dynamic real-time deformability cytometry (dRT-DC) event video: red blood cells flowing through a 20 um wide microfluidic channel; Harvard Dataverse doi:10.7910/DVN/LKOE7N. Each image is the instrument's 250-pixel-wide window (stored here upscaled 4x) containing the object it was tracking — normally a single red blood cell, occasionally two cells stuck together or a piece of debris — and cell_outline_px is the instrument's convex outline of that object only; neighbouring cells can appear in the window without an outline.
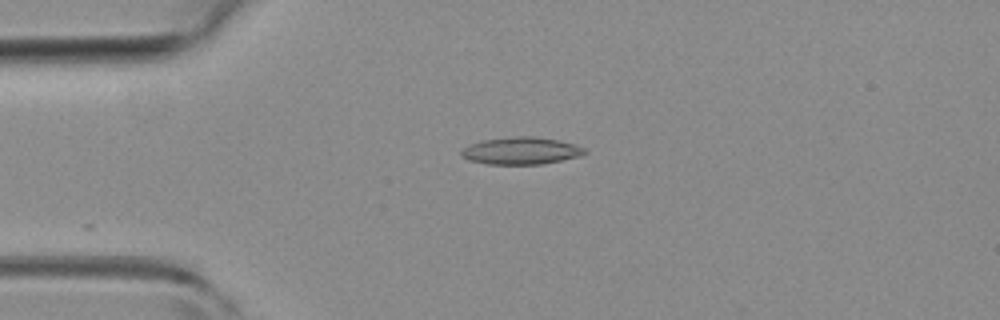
{"species": "common noctule bat (a hibernating species)", "species_latin": "Nyctalus noctula", "temperature_condition": "room temperature", "stored_images_in_passage": 14, "camera_frame_rate_fps": 3000, "um_per_image_px": 0.085, "animal": {"sex": "female", "body_mass_g": 19.3, "forearm_length_mm": 54.1}, "frame": {"image": 1, "passage_image": 1, "time_ms": 0.0, "image_size_px": [1000, 320], "cell_outline_px": [[588, 152], [580, 156], [544, 164], [488, 164], [468, 160], [460, 156], [460, 152], [468, 144], [484, 140], [516, 136], [536, 136], [560, 140], [576, 144], [584, 148]], "centroid_in_image_um": [44.31, 12.81], "position_along_channel_um": 40.7, "area_um2": 19.77}}
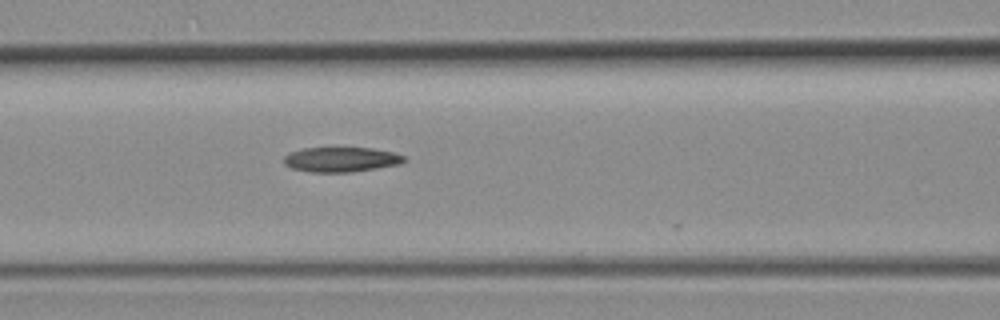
{"frame": {"image": 2, "passage_image": 10, "time_ms": 3.0, "image_size_px": [1000, 320], "cell_outline_px": [[408, 160], [400, 164], [352, 172], [312, 172], [292, 168], [284, 164], [284, 156], [288, 152], [300, 148], [372, 148], [396, 152], [404, 156]], "centroid_in_image_um": [29.01, 13.55], "position_along_channel_um": 137.6, "area_um2": 17.57}}
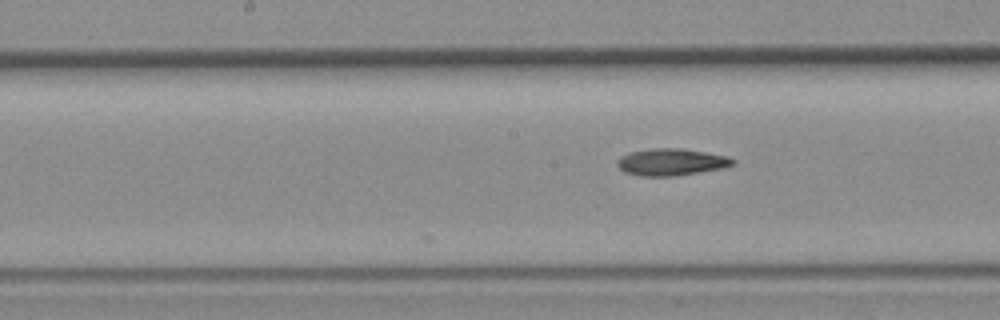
{"frame": {"image": 3, "passage_image": 14, "time_ms": 4.333, "image_size_px": [1000, 320], "cell_outline_px": [[736, 164], [724, 168], [676, 176], [640, 176], [624, 172], [616, 164], [616, 160], [620, 156], [628, 152], [652, 148], [684, 148], [728, 156], [736, 160]], "centroid_in_image_um": [57.07, 13.77], "position_along_channel_um": 191.1, "area_um2": 18.5}}